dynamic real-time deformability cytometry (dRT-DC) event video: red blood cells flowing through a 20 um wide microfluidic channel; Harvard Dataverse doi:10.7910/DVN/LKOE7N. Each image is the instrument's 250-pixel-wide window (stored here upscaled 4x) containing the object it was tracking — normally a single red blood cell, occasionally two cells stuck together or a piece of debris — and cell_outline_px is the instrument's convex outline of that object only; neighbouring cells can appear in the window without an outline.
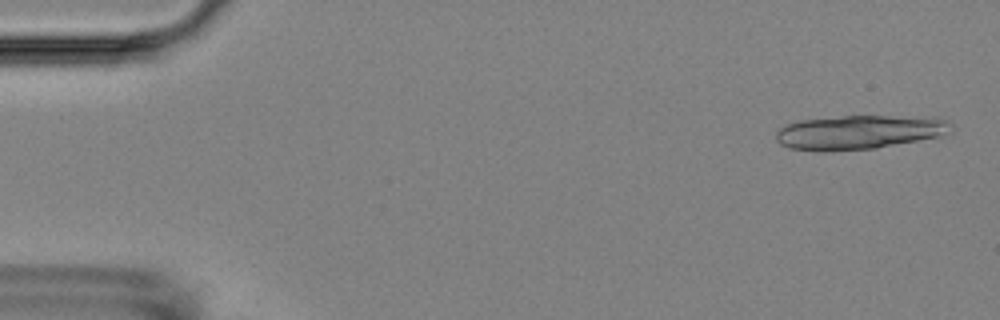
{"species": "Egyptian fruit bat (a non-hibernating species)", "species_latin": "Rousettus aegyptiacus", "temperature_condition": "room temperature", "stored_images_in_passage": 5, "camera_frame_rate_fps": 3000, "um_per_image_px": 0.085, "animal": {"sex": "female"}, "frame": {"image": 1, "passage_image": 1, "time_ms": 0.0, "image_size_px": [1000, 320], "cell_outline_px": [[952, 132], [944, 136], [876, 148], [828, 152], [816, 152], [792, 148], [780, 144], [776, 140], [776, 132], [780, 128], [788, 124], [800, 120], [844, 116], [936, 116], [948, 120], [952, 124]], "centroid_in_image_um": [73.12, 11.24], "position_along_channel_um": 11.9, "area_um2": 35.49}}